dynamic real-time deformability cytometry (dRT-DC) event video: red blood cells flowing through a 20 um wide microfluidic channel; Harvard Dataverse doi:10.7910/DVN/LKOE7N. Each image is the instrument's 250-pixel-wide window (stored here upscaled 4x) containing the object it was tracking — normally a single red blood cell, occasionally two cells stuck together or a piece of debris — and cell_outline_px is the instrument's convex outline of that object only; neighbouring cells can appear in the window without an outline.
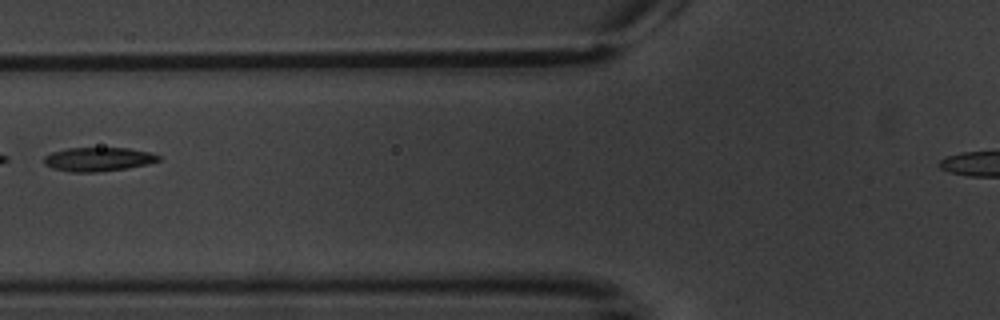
{"species": "common noctule bat (a hibernating species)", "species_latin": "Nyctalus noctula", "temperature_condition": "warm", "stored_images_in_passage": 7, "camera_frame_rate_fps": 3000, "um_per_image_px": 0.085, "animal": {"sex": "male", "body_mass_g": 20.1, "forearm_length_mm": 53.5}, "frame": {"image": 1, "passage_image": 7, "time_ms": 8.0, "image_size_px": [1000, 320], "cell_outline_px": [[160, 160], [148, 164], [124, 168], [96, 172], [72, 172], [52, 168], [44, 164], [44, 156], [52, 152], [68, 148], [128, 148], [148, 152], [160, 156]], "centroid_in_image_um": [8.32, 13.53], "position_along_channel_um": 117.5, "area_um2": 15.78}}